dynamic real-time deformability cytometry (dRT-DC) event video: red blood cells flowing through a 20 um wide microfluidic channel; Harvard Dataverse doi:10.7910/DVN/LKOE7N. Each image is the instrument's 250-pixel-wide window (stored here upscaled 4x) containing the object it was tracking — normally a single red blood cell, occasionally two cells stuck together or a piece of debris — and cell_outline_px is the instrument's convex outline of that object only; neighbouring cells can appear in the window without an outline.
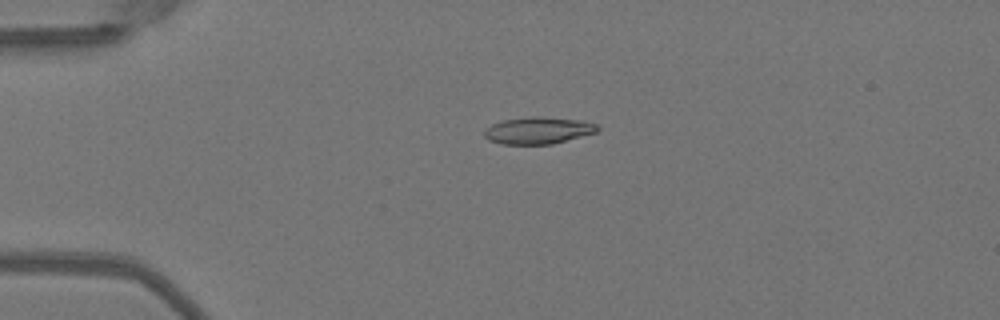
{"species": "Egyptian fruit bat (a non-hibernating species)", "species_latin": "Rousettus aegyptiacus", "temperature_condition": "warm", "stored_images_in_passage": 41, "camera_frame_rate_fps": 3000, "um_per_image_px": 0.085, "animal": {"sex": "female"}, "frame": {"image": 1, "passage_image": 3, "time_ms": 0.667, "image_size_px": [1000, 320], "cell_outline_px": [[600, 128], [596, 132], [552, 144], [500, 144], [488, 140], [484, 136], [484, 128], [492, 124], [504, 120], [532, 116], [536, 116], [580, 120], [596, 124]], "centroid_in_image_um": [45.7, 11.09], "position_along_channel_um": 39.3, "area_um2": 17.69}}
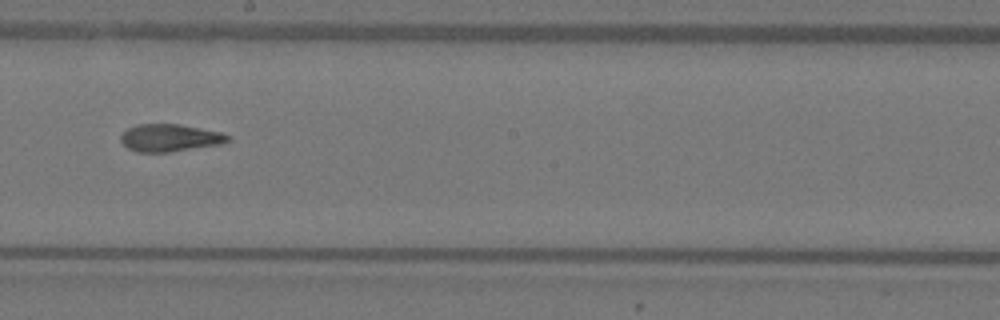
{"frame": {"image": 2, "passage_image": 20, "time_ms": 6.333, "image_size_px": [1000, 320], "cell_outline_px": [[232, 140], [224, 144], [168, 152], [136, 152], [128, 148], [120, 140], [120, 136], [128, 128], [136, 124], [180, 124], [220, 132], [232, 136]], "centroid_in_image_um": [14.48, 11.72], "position_along_channel_um": 233.7, "area_um2": 17.28}}
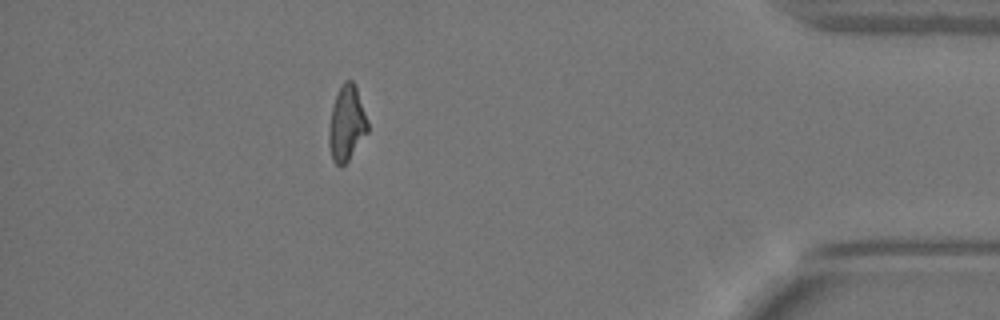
{"frame": {"image": 3, "passage_image": 36, "time_ms": 11.667, "image_size_px": [1000, 320], "cell_outline_px": [[368, 132], [348, 160], [340, 168], [332, 160], [328, 144], [328, 132], [332, 108], [336, 96], [344, 80], [352, 80], [356, 84], [368, 120]], "centroid_in_image_um": [29.47, 10.49], "position_along_channel_um": 405.7, "area_um2": 17.11}, "authors_computed_cell_mechanics": {"area_um2": 17.34, "velocity_mm_per_s": 4.046, "shape_relaxation_time_tau1_ms": 8.2015, "shape_relaxation_time_tau2_ms": 2.0736, "deformation_change_tau1": 0.2474, "deformation_change_tau2": 0.082}}